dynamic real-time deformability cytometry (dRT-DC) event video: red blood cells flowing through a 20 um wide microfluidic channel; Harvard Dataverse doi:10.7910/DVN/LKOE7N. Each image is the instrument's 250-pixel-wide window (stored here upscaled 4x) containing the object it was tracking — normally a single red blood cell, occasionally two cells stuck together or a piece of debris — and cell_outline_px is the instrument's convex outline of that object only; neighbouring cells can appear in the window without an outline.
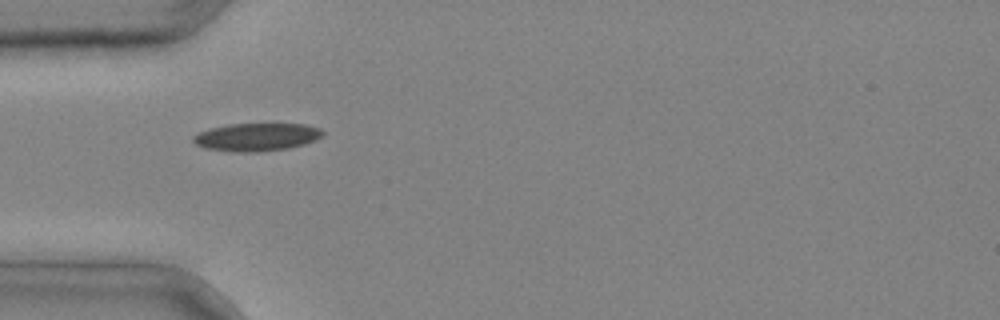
{"species": "common noctule bat (a hibernating species)", "species_latin": "Nyctalus noctula", "temperature_condition": "cold", "stored_images_in_passage": 2, "camera_frame_rate_fps": 3000, "um_per_image_px": 0.085, "animal": {"sex": "male", "body_mass_g": 20.4}, "frame": {"image": 1, "passage_image": 1, "time_ms": 0.0, "image_size_px": [1000, 320], "cell_outline_px": [[324, 136], [316, 140], [304, 144], [288, 148], [256, 152], [232, 152], [204, 148], [196, 144], [192, 140], [192, 136], [200, 132], [212, 128], [228, 124], [304, 124], [320, 128], [324, 132]], "centroid_in_image_um": [21.82, 11.65], "position_along_channel_um": 63.2, "area_um2": 21.1}}